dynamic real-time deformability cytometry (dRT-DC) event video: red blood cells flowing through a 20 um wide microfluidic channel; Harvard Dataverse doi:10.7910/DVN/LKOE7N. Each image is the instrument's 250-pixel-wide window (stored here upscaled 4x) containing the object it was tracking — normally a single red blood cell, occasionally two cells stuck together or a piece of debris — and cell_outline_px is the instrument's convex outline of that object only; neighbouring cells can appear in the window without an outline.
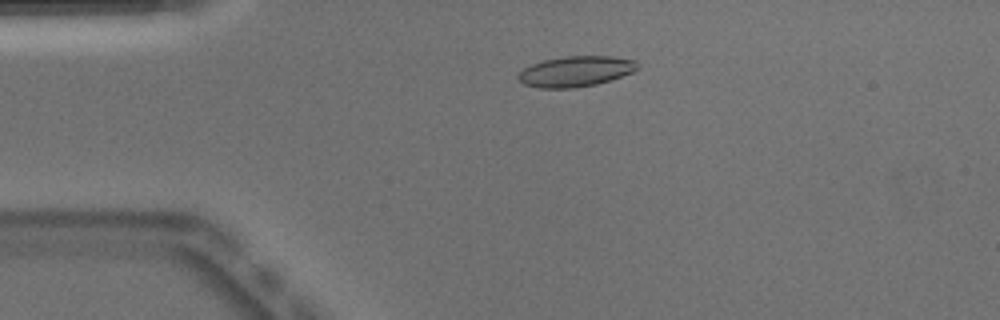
{"species": "Egyptian fruit bat (a non-hibernating species)", "species_latin": "Rousettus aegyptiacus", "temperature_condition": "warm", "stored_images_in_passage": 44, "camera_frame_rate_fps": 3000, "um_per_image_px": 0.085, "animal": {"sex": "male"}, "frame": {"image": 1, "passage_image": 11, "time_ms": 3.333, "image_size_px": [1000, 320], "cell_outline_px": [[636, 68], [632, 72], [596, 84], [572, 88], [540, 88], [524, 84], [516, 76], [524, 68], [532, 64], [544, 60], [564, 56], [612, 56], [636, 60]], "centroid_in_image_um": [48.89, 6.06], "position_along_channel_um": 36.1, "area_um2": 20.92}}
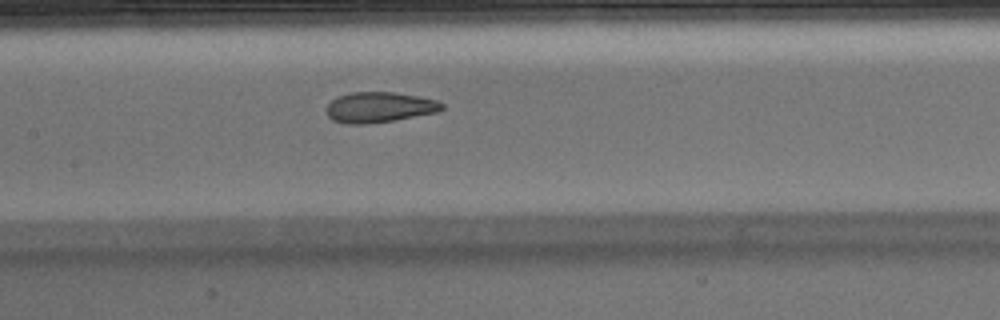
{"frame": {"image": 2, "passage_image": 24, "time_ms": 7.667, "image_size_px": [1000, 320], "cell_outline_px": [[444, 108], [436, 112], [392, 120], [368, 124], [344, 124], [332, 120], [328, 116], [324, 108], [336, 96], [352, 92], [392, 92], [416, 96], [436, 100], [444, 104]], "centroid_in_image_um": [32.17, 9.12], "position_along_channel_um": 175.2, "area_um2": 20.46}}
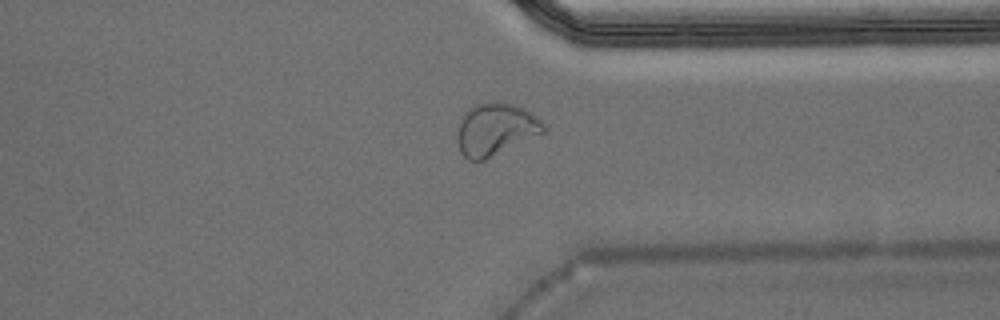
{"frame": {"image": 3, "passage_image": 39, "time_ms": 12.667, "image_size_px": [1000, 320], "cell_outline_px": [[544, 132], [484, 160], [468, 160], [460, 152], [460, 120], [464, 112], [468, 108], [476, 104], [512, 104], [524, 108], [536, 116], [544, 124]], "centroid_in_image_um": [42.13, 11.0], "position_along_channel_um": 369.3, "area_um2": 25.26}, "authors_computed_cell_mechanics": {"area_um2": 20.9525, "velocity_mm_per_s": 3.9206, "shape_relaxation_time_tau1_ms": null, "shape_relaxation_time_tau2_ms": 0.8394, "deformation_change_tau1": null, "deformation_change_tau2": 0.0725}}